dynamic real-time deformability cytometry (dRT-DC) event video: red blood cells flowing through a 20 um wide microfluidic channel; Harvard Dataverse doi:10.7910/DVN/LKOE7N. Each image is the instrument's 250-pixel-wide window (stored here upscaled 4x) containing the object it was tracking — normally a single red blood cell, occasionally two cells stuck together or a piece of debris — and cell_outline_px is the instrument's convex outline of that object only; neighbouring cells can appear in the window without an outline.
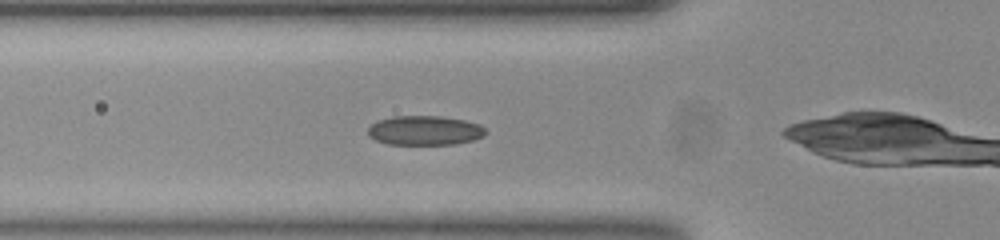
{"species": "common noctule bat (a hibernating species)", "species_latin": "Nyctalus noctula", "temperature_condition": "room temperature", "stored_images_in_passage": 21, "camera_frame_rate_fps": 3000, "um_per_image_px": 0.085, "animal": {"sex": "female", "body_mass_g": 23.0, "forearm_length_mm": 53.4}, "frame": {"image": 1, "passage_image": 3, "time_ms": 0.667, "image_size_px": [1000, 240], "cell_outline_px": [[484, 132], [480, 136], [472, 140], [452, 144], [388, 144], [376, 140], [368, 136], [368, 128], [376, 120], [392, 116], [440, 116], [464, 120], [480, 124], [484, 128]], "centroid_in_image_um": [36.03, 11.08], "position_along_channel_um": 89.8, "area_um2": 20.0}}
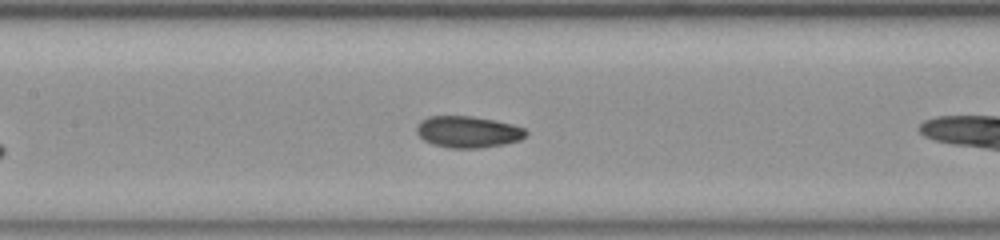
{"frame": {"image": 2, "passage_image": 9, "time_ms": 2.667, "image_size_px": [1000, 240], "cell_outline_px": [[528, 132], [520, 140], [504, 144], [480, 148], [452, 148], [436, 144], [424, 140], [416, 132], [416, 128], [420, 120], [428, 116], [472, 116], [496, 120], [512, 124], [524, 128]], "centroid_in_image_um": [39.78, 11.19], "position_along_channel_um": 167.6, "area_um2": 20.06}}
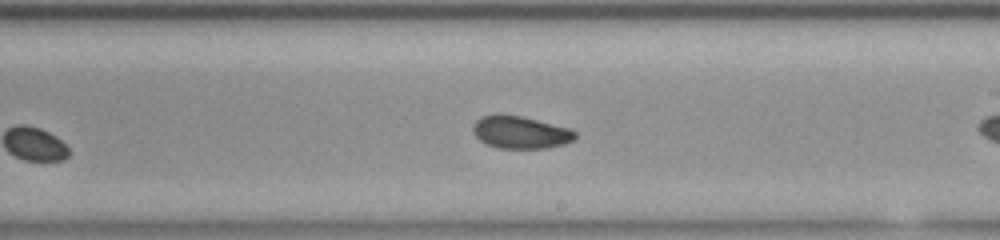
{"frame": {"image": 3, "passage_image": 15, "time_ms": 4.667, "image_size_px": [1000, 240], "cell_outline_px": [[576, 136], [572, 140], [564, 144], [544, 148], [500, 148], [488, 144], [480, 140], [472, 132], [472, 124], [480, 116], [492, 112], [500, 112], [520, 116], [568, 128], [576, 132]], "centroid_in_image_um": [44.15, 11.21], "position_along_channel_um": 244.9, "area_um2": 19.48}}